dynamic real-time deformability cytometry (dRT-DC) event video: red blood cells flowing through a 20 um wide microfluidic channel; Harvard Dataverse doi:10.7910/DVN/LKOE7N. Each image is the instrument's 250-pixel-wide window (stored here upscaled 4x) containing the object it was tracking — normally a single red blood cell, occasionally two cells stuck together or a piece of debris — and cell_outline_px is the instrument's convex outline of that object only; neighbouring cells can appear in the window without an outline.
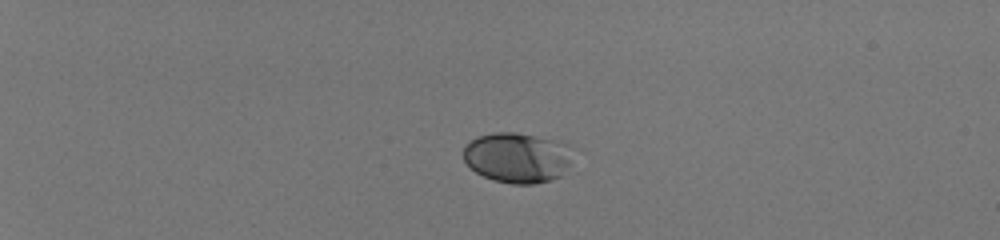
{"species": "human", "species_latin": "Homo sapiens", "temperature_condition": "room temperature", "stored_images_in_passage": 41, "camera_frame_rate_fps": 3000, "um_per_image_px": 0.085, "donor": {"sex": "male"}, "frame": {"image": 1, "passage_image": 1, "time_ms": 0.0, "image_size_px": [1000, 240], "cell_outline_px": [[576, 148], [564, 176], [536, 184], [512, 184], [496, 180], [484, 176], [476, 172], [464, 160], [464, 144], [476, 136], [496, 132], [516, 132], [568, 144]], "centroid_in_image_um": [44.02, 13.4], "position_along_channel_um": 41.0, "area_um2": 32.43}}
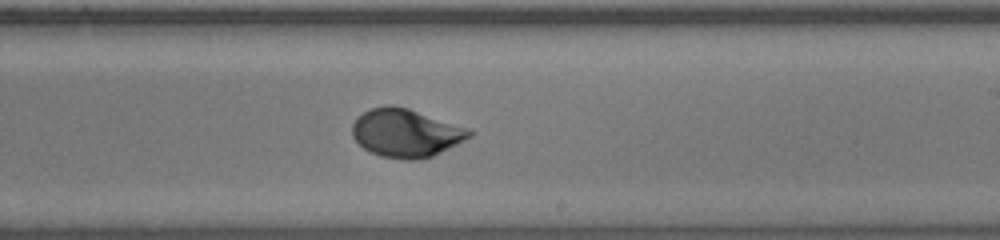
{"frame": {"image": 2, "passage_image": 24, "time_ms": 7.667, "image_size_px": [1000, 240], "cell_outline_px": [[476, 132], [472, 136], [432, 156], [420, 160], [404, 160], [380, 156], [364, 148], [352, 136], [352, 124], [356, 116], [368, 108], [384, 104], [392, 104], [408, 108], [468, 128]], "centroid_in_image_um": [34.47, 11.28], "position_along_channel_um": 254.5, "area_um2": 33.18}}
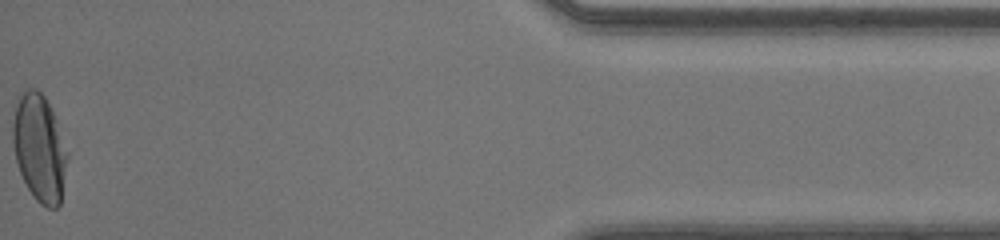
{"frame": {"image": 3, "passage_image": 41, "time_ms": 13.333, "image_size_px": [1000, 240], "cell_outline_px": [[68, 156], [60, 204], [56, 208], [48, 208], [40, 204], [36, 200], [28, 188], [20, 172], [16, 160], [12, 144], [12, 124], [16, 104], [20, 96], [28, 88], [36, 88], [44, 96], [56, 120], [68, 152]], "centroid_in_image_um": [3.35, 12.6], "position_along_channel_um": 431.9, "area_um2": 33.87}, "authors_computed_cell_mechanics": {"area_um2": 32.1368, "velocity_mm_per_s": 4.1097, "shape_relaxation_time_tau1_ms": 2.8438, "shape_relaxation_time_tau2_ms": null, "deformation_change_tau1": 0.1595, "deformation_change_tau2": null}}